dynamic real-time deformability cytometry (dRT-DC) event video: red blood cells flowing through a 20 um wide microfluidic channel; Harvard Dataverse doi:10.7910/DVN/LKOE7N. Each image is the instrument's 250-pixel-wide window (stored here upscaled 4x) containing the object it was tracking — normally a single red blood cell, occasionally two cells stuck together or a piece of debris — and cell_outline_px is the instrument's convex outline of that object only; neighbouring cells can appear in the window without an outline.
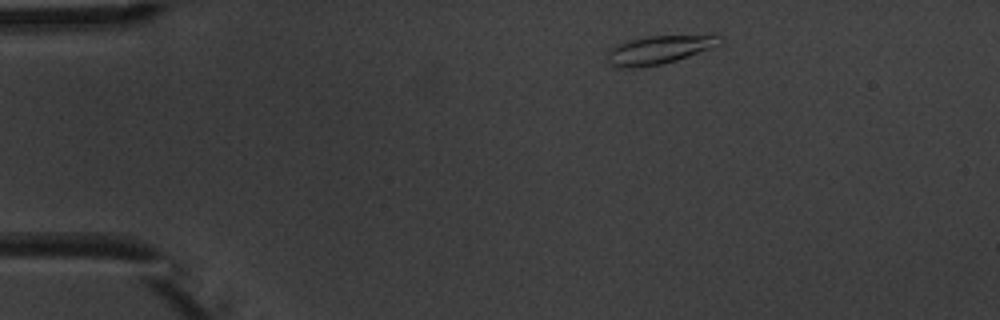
{"species": "common noctule bat (a hibernating species)", "species_latin": "Nyctalus noctula", "temperature_condition": "warm", "stored_images_in_passage": 3, "camera_frame_rate_fps": 3000, "um_per_image_px": 0.085, "animal": {"sex": "male", "body_mass_g": 20.1, "forearm_length_mm": 53.5}, "frame": {"image": 1, "passage_image": 1, "time_ms": 0.0, "image_size_px": [1000, 320], "cell_outline_px": [[724, 40], [720, 44], [676, 60], [660, 64], [636, 68], [620, 68], [608, 64], [608, 52], [616, 44], [628, 40], [644, 36], [724, 36]], "centroid_in_image_um": [55.95, 4.24], "position_along_channel_um": 29.1, "area_um2": 18.32}}